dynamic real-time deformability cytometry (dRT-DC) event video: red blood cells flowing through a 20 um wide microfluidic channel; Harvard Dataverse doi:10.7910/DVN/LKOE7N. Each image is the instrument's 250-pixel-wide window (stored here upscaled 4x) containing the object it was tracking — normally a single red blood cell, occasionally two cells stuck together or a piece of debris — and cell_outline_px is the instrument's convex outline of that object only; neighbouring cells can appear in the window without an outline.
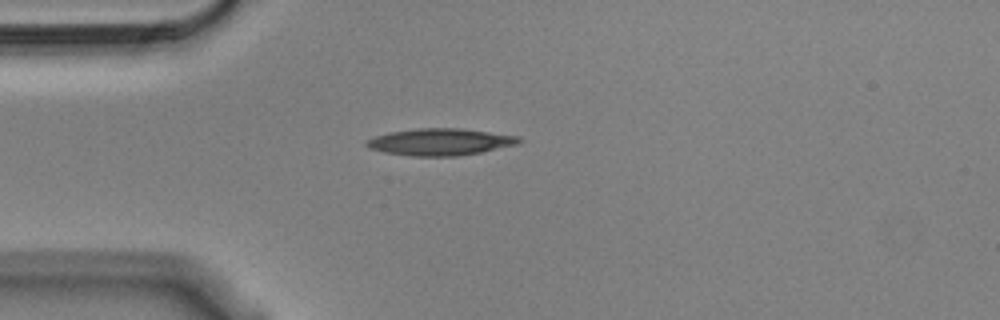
{"species": "Egyptian fruit bat (a non-hibernating species)", "species_latin": "Rousettus aegyptiacus", "temperature_condition": "cold", "stored_images_in_passage": 41, "camera_frame_rate_fps": 3000, "um_per_image_px": 0.085, "animal": {"sex": "male"}, "frame": {"image": 1, "passage_image": 1, "time_ms": 0.0, "image_size_px": [1000, 320], "cell_outline_px": [[524, 140], [520, 144], [460, 156], [412, 156], [384, 152], [368, 148], [364, 144], [368, 140], [376, 136], [388, 132], [416, 128], [460, 128], [520, 136]], "centroid_in_image_um": [37.45, 12.06], "position_along_channel_um": 47.5, "area_um2": 24.04}}
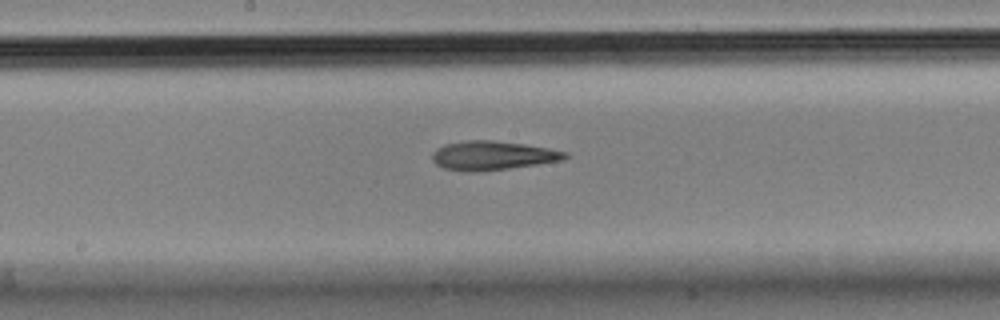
{"frame": {"image": 2, "passage_image": 15, "time_ms": 4.667, "image_size_px": [1000, 320], "cell_outline_px": [[568, 156], [564, 160], [508, 168], [476, 172], [468, 172], [444, 168], [436, 164], [432, 160], [432, 152], [436, 148], [444, 144], [468, 140], [492, 140], [524, 144], [548, 148], [568, 152]], "centroid_in_image_um": [41.84, 13.21], "position_along_channel_um": 206.4, "area_um2": 22.43}}
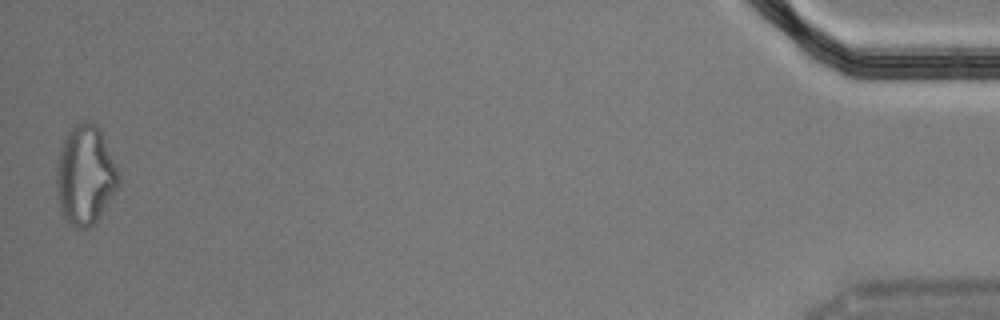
{"frame": {"image": 3, "passage_image": 41, "time_ms": 13.333, "image_size_px": [1000, 320], "cell_outline_px": [[120, 188], [96, 220], [88, 228], [80, 228], [68, 220], [64, 216], [60, 208], [56, 184], [56, 168], [60, 152], [64, 140], [68, 132], [80, 120], [84, 120], [96, 124], [100, 128], [120, 176]], "centroid_in_image_um": [7.27, 14.86], "position_along_channel_um": 427.9, "area_um2": 35.66}, "authors_computed_cell_mechanics": {"area_um2": 22.4842, "velocity_mm_per_s": 3.6389, "shape_relaxation_time_tau1_ms": 10.0756, "shape_relaxation_time_tau2_ms": 4.9185, "deformation_change_tau1": 0.2411, "deformation_change_tau2": 0.1775}}